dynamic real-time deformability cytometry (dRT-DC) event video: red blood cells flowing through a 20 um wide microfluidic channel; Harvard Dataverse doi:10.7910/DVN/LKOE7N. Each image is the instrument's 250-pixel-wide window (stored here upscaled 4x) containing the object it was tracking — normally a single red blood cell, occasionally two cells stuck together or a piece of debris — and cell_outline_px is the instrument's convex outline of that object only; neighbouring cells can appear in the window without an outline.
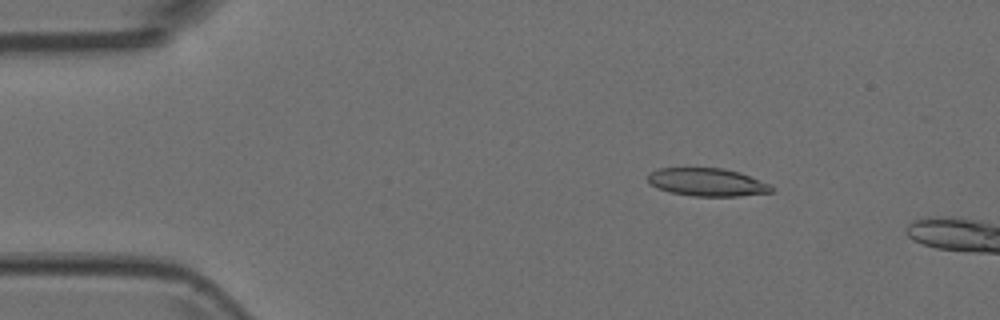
{"species": "Egyptian fruit bat (a non-hibernating species)", "species_latin": "Rousettus aegyptiacus", "temperature_condition": "room temperature", "stored_images_in_passage": 5, "camera_frame_rate_fps": 3000, "um_per_image_px": 0.085, "animal": {"sex": "female"}, "frame": {"image": 1, "passage_image": 3, "time_ms": 0.667, "image_size_px": [1000, 320], "cell_outline_px": [[776, 188], [772, 192], [740, 196], [692, 196], [668, 192], [656, 188], [648, 184], [648, 172], [660, 168], [724, 168], [740, 172], [768, 184]], "centroid_in_image_um": [60.07, 15.49], "position_along_channel_um": 24.9, "area_um2": 20.35}}